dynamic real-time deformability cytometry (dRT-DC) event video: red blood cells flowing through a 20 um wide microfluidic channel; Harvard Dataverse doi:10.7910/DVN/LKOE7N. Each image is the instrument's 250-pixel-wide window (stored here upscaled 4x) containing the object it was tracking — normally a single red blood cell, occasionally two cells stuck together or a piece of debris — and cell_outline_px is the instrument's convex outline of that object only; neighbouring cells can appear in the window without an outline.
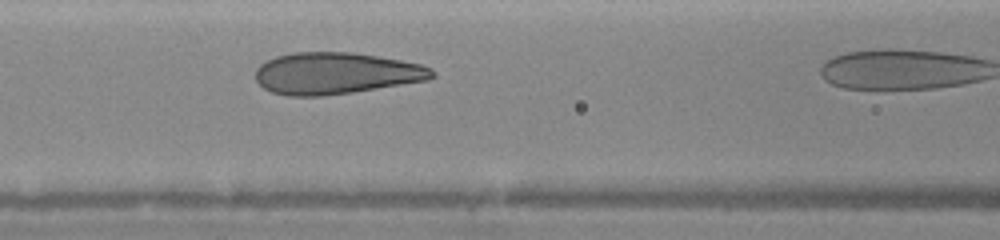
{"species": "human", "species_latin": "Homo sapiens", "temperature_condition": "warm", "stored_images_in_passage": 8, "camera_frame_rate_fps": 3000, "um_per_image_px": 0.085, "donor": {"sex": "female"}, "frame": {"image": 1, "passage_image": 7, "time_ms": 1.667, "image_size_px": [1000, 240], "cell_outline_px": [[436, 76], [428, 80], [352, 92], [324, 96], [288, 96], [272, 92], [264, 88], [256, 80], [256, 68], [260, 64], [276, 56], [292, 52], [352, 52], [380, 56], [420, 64], [432, 68], [436, 72]], "centroid_in_image_um": [28.56, 6.22], "position_along_channel_um": 138.0, "area_um2": 43.0}}